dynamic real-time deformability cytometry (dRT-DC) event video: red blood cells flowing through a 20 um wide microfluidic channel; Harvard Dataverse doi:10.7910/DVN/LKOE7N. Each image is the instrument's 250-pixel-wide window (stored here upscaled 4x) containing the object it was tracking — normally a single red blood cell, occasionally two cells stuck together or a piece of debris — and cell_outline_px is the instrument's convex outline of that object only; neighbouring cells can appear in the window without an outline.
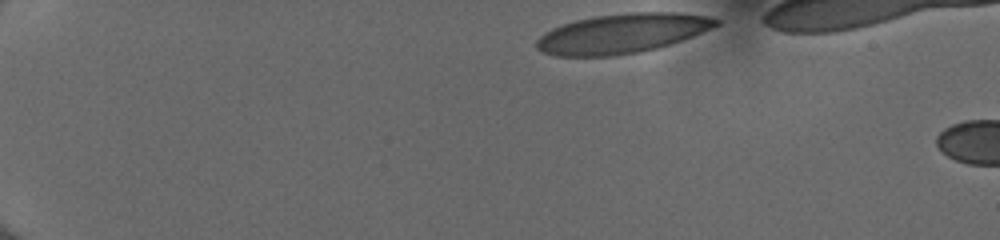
{"species": "human", "species_latin": "Homo sapiens", "temperature_condition": "cold", "stored_images_in_passage": 9, "camera_frame_rate_fps": 3000, "um_per_image_px": 0.085, "donor": {"sex": "female"}, "frame": {"image": 1, "passage_image": 1, "time_ms": 0.0, "image_size_px": [1000, 240], "cell_outline_px": [[720, 24], [692, 36], [656, 48], [640, 52], [612, 56], [556, 56], [544, 52], [536, 48], [536, 40], [544, 32], [552, 28], [576, 20], [592, 16], [628, 12], [680, 12], [708, 16], [720, 20]], "centroid_in_image_um": [52.86, 2.83], "position_along_channel_um": 32.1, "area_um2": 41.33}}